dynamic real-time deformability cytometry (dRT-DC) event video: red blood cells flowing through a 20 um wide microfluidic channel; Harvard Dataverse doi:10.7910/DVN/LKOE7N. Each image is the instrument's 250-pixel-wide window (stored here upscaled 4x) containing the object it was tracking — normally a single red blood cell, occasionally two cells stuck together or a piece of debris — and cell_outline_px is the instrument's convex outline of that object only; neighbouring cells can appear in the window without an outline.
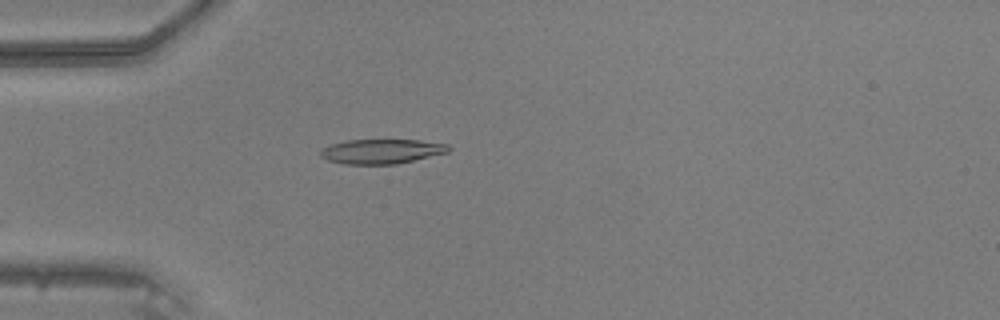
{"species": "common noctule bat (a hibernating species)", "species_latin": "Nyctalus noctula", "temperature_condition": "warm", "stored_images_in_passage": 32, "camera_frame_rate_fps": 3000, "um_per_image_px": 0.085, "animal": {"sex": "male", "body_mass_g": 20.5, "forearm_length_mm": 52.5}, "frame": {"image": 1, "passage_image": 5, "time_ms": 1.333, "image_size_px": [1000, 320], "cell_outline_px": [[452, 148], [448, 152], [396, 164], [344, 164], [328, 160], [320, 156], [320, 152], [324, 148], [332, 144], [348, 140], [420, 140], [448, 144]], "centroid_in_image_um": [32.46, 12.86], "position_along_channel_um": 52.5, "area_um2": 18.21}}
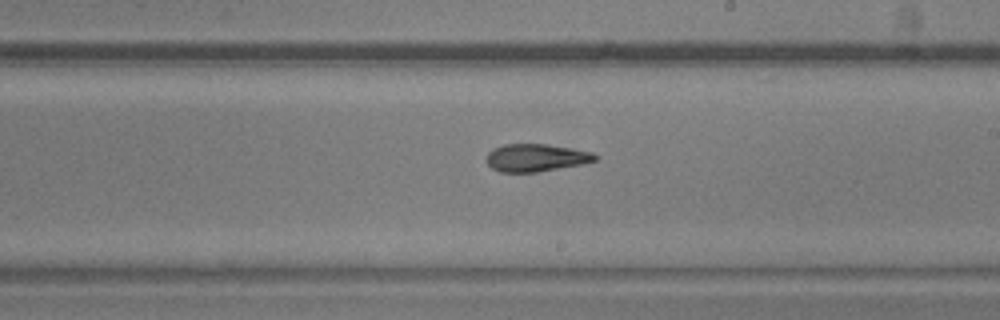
{"frame": {"image": 2, "passage_image": 19, "time_ms": 6.0, "image_size_px": [1000, 320], "cell_outline_px": [[600, 156], [596, 160], [580, 164], [536, 172], [500, 172], [492, 168], [484, 160], [488, 152], [492, 148], [504, 144], [544, 144], [572, 148], [592, 152]], "centroid_in_image_um": [45.52, 13.4], "position_along_channel_um": 243.5, "area_um2": 17.51}}
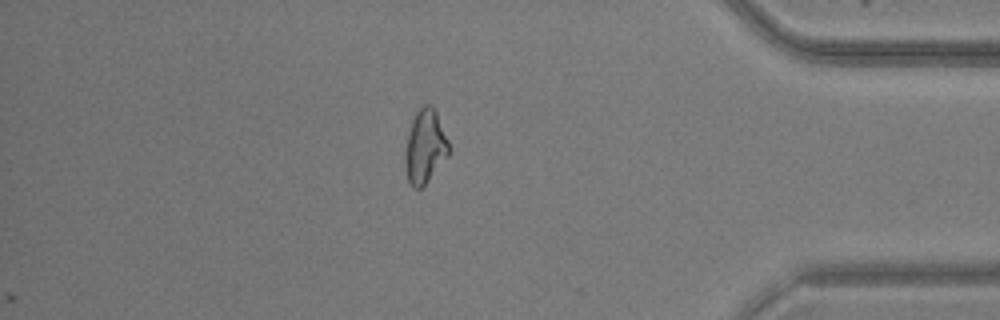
{"frame": {"image": 3, "passage_image": 32, "time_ms": 10.333, "image_size_px": [1000, 320], "cell_outline_px": [[448, 156], [424, 184], [420, 188], [412, 188], [408, 180], [404, 160], [408, 132], [412, 120], [416, 112], [424, 104], [428, 104], [436, 112], [448, 140]], "centroid_in_image_um": [36.11, 12.46], "position_along_channel_um": 399.1, "area_um2": 18.32}}